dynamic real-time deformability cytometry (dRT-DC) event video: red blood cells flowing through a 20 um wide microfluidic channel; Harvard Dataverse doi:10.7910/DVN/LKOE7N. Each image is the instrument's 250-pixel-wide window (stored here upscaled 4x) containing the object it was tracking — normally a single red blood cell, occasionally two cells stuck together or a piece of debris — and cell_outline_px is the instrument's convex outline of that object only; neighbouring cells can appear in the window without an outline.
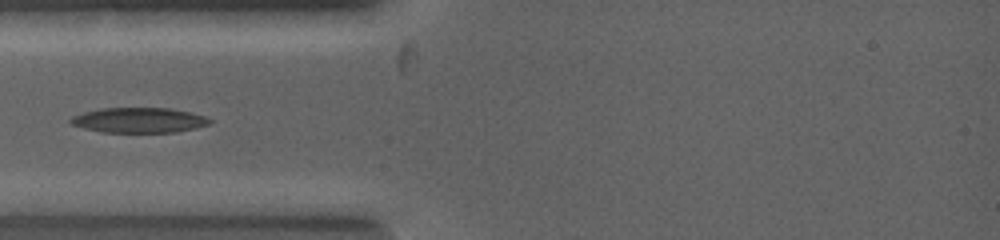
{"species": "common noctule bat (a hibernating species)", "species_latin": "Nyctalus noctula", "temperature_condition": "warm", "stored_images_in_passage": 9, "camera_frame_rate_fps": 5000, "um_per_image_px": 0.085, "animal": {"sex": "female", "body_mass_g": 19.0, "forearm_length_mm": 53.3}, "frame": {"image": 1, "passage_image": 6, "time_ms": 2.0, "image_size_px": [1000, 240], "cell_outline_px": [[212, 120], [208, 124], [196, 128], [176, 132], [100, 132], [84, 128], [72, 124], [68, 120], [72, 116], [84, 112], [100, 108], [168, 108], [188, 112], [204, 116]], "centroid_in_image_um": [11.78, 10.21], "position_along_channel_um": 73.2, "area_um2": 20.23}}